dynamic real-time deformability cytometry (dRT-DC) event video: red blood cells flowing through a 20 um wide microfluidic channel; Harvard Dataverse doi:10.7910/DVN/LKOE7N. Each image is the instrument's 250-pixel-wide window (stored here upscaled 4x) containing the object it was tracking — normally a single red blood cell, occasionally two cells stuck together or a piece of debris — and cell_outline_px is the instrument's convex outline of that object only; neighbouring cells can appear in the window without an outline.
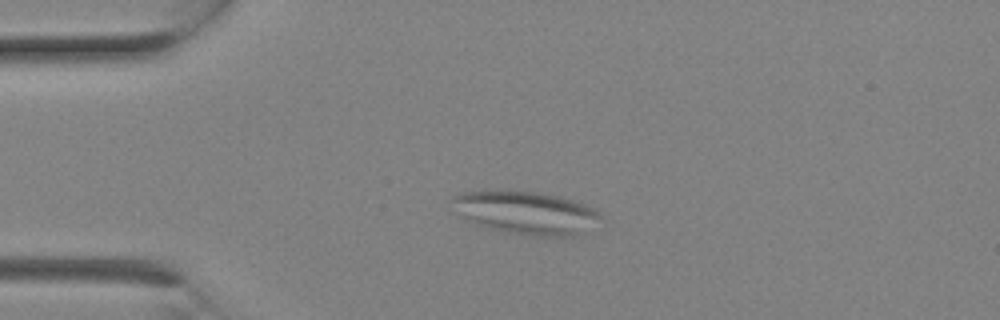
{"species": "Egyptian fruit bat (a non-hibernating species)", "species_latin": "Rousettus aegyptiacus", "temperature_condition": "room temperature", "stored_images_in_passage": 2, "camera_frame_rate_fps": 3000, "um_per_image_px": 0.085, "animal": {"sex": "female"}, "frame": {"image": 1, "passage_image": 2, "time_ms": 0.333, "image_size_px": [1000, 320], "cell_outline_px": [[604, 216], [584, 232], [572, 236], [536, 236], [504, 232], [488, 228], [476, 224], [468, 220], [464, 216], [452, 200], [452, 196], [464, 192], [484, 188], [536, 192], [560, 196], [596, 208]], "centroid_in_image_um": [44.74, 18.05], "position_along_channel_um": 40.3, "area_um2": 37.4}}